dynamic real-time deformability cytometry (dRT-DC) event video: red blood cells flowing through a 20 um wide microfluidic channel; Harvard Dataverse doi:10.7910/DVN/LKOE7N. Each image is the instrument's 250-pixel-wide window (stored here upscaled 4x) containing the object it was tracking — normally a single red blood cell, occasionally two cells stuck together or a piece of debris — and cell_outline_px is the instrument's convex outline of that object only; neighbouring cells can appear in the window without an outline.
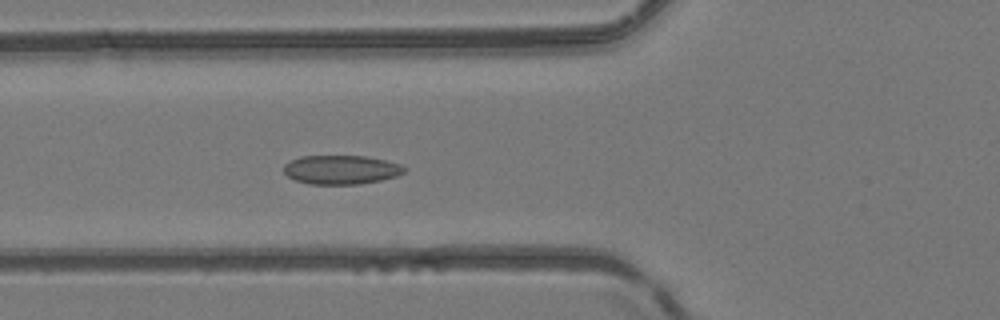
{"species": "common noctule bat (a hibernating species)", "species_latin": "Nyctalus noctula", "temperature_condition": "room temperature", "stored_images_in_passage": 49, "camera_frame_rate_fps": 3000, "um_per_image_px": 0.085, "animal": {"sex": "female", "body_mass_g": 24.6, "forearm_length_mm": 56.2}, "frame": {"image": 1, "passage_image": 19, "time_ms": 6.0, "image_size_px": [1000, 320], "cell_outline_px": [[408, 168], [404, 172], [396, 176], [380, 180], [360, 184], [308, 184], [296, 180], [288, 176], [284, 172], [284, 164], [300, 156], [364, 156], [384, 160], [400, 164]], "centroid_in_image_um": [29.0, 14.42], "position_along_channel_um": 96.8, "area_um2": 20.29}}
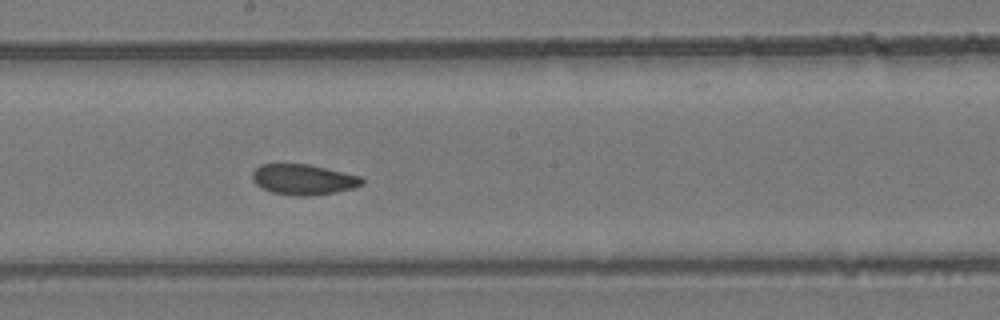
{"frame": {"image": 2, "passage_image": 28, "time_ms": 9.0, "image_size_px": [1000, 320], "cell_outline_px": [[364, 184], [352, 188], [336, 192], [308, 196], [296, 196], [272, 192], [256, 184], [252, 180], [252, 172], [260, 164], [308, 164], [360, 176], [364, 180]], "centroid_in_image_um": [25.78, 15.26], "position_along_channel_um": 222.4, "area_um2": 19.36}}
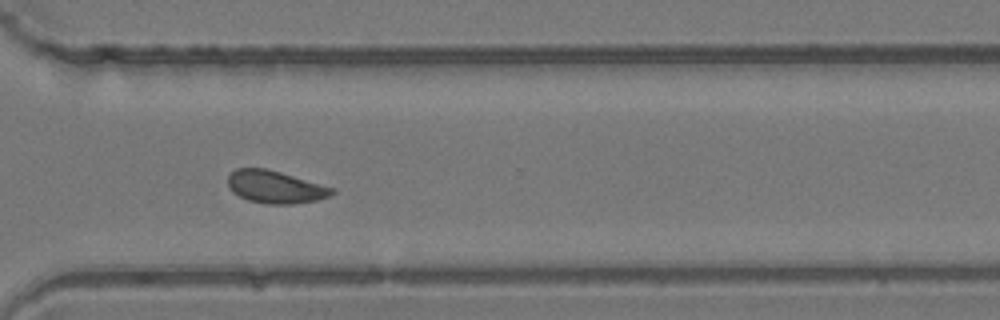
{"frame": {"image": 3, "passage_image": 37, "time_ms": 12.0, "image_size_px": [1000, 320], "cell_outline_px": [[336, 192], [328, 196], [316, 200], [292, 204], [268, 204], [248, 200], [232, 192], [228, 188], [228, 176], [236, 168], [264, 168], [280, 172], [336, 188]], "centroid_in_image_um": [23.4, 15.89], "position_along_channel_um": 347.2, "area_um2": 19.71}, "authors_computed_cell_mechanics": {"area_um2": 19.9988, "velocity_mm_per_s": 4.1643, "shape_relaxation_time_tau1_ms": null, "shape_relaxation_time_tau2_ms": 2.7597, "deformation_change_tau1": null, "deformation_change_tau2": 0.0663}}